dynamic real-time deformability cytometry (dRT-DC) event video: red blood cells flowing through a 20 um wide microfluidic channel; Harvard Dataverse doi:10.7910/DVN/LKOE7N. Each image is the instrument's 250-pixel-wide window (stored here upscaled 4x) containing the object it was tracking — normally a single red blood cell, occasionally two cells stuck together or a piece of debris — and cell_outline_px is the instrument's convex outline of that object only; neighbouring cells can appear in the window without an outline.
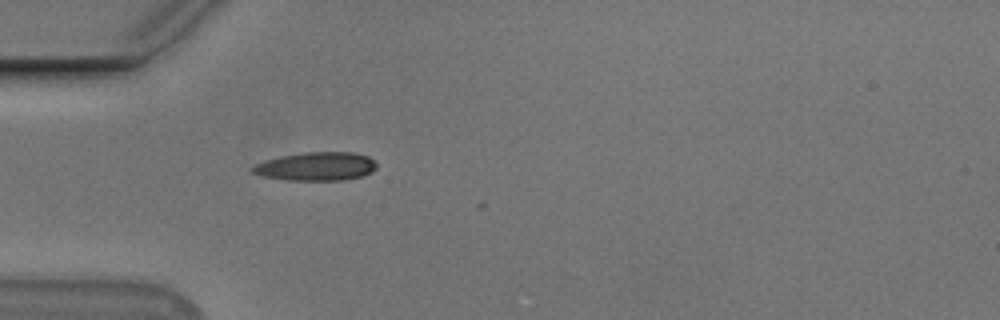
{"species": "Egyptian fruit bat (a non-hibernating species)", "species_latin": "Rousettus aegyptiacus", "temperature_condition": "cold", "stored_images_in_passage": 3, "camera_frame_rate_fps": 3000, "um_per_image_px": 0.085, "animal": {"sex": "male"}, "frame": {"image": 1, "passage_image": 1, "time_ms": 0.0, "image_size_px": [1000, 320], "cell_outline_px": [[376, 168], [372, 172], [364, 176], [344, 180], [288, 180], [264, 176], [252, 172], [252, 168], [256, 164], [264, 160], [280, 156], [304, 152], [352, 152], [368, 156], [376, 164]], "centroid_in_image_um": [26.9, 14.14], "position_along_channel_um": 58.1, "area_um2": 20.58}}